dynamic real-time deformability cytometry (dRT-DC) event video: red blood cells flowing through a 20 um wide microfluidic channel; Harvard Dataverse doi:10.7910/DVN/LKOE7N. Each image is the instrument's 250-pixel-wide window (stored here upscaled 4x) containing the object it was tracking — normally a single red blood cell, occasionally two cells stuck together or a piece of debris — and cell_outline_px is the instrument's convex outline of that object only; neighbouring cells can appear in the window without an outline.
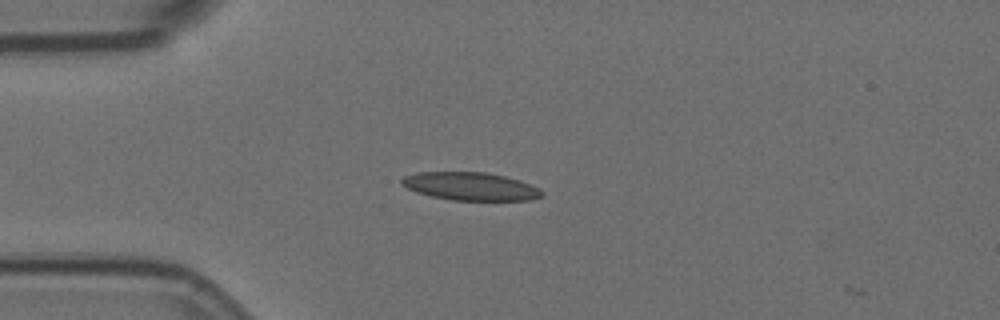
{"species": "Egyptian fruit bat (a non-hibernating species)", "species_latin": "Rousettus aegyptiacus", "temperature_condition": "room temperature", "stored_images_in_passage": 3, "camera_frame_rate_fps": 3000, "um_per_image_px": 0.085, "animal": {"sex": "female"}, "frame": {"image": 1, "passage_image": 2, "time_ms": 0.333, "image_size_px": [1000, 320], "cell_outline_px": [[544, 196], [528, 200], [452, 200], [432, 196], [416, 192], [400, 184], [400, 180], [404, 176], [416, 172], [484, 172], [504, 176], [520, 180], [540, 188], [544, 192]], "centroid_in_image_um": [40.0, 15.83], "position_along_channel_um": 45.0, "area_um2": 22.95}}